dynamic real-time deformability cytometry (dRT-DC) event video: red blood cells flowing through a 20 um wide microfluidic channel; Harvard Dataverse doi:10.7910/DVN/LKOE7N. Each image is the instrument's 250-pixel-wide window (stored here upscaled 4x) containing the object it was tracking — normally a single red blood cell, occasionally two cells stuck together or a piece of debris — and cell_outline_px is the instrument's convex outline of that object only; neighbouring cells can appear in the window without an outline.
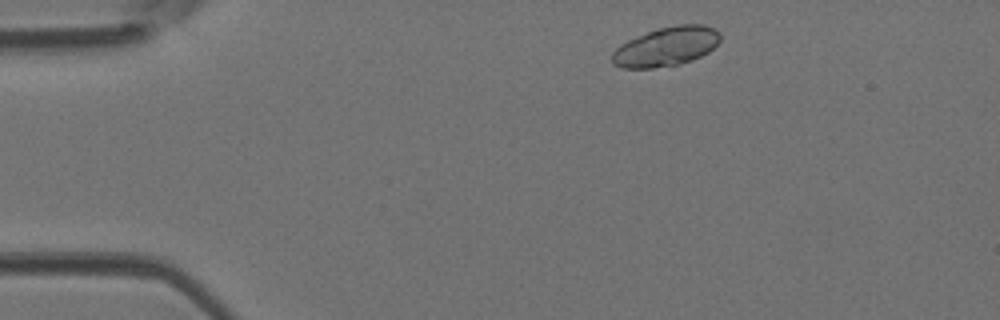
{"species": "Egyptian fruit bat (a non-hibernating species)", "species_latin": "Rousettus aegyptiacus", "temperature_condition": "room temperature", "stored_images_in_passage": 40, "camera_frame_rate_fps": 3000, "um_per_image_px": 0.085, "animal": {"sex": "female"}, "frame": {"image": 1, "passage_image": 2, "time_ms": 0.333, "image_size_px": [1000, 320], "cell_outline_px": [[720, 40], [708, 52], [692, 60], [676, 64], [652, 68], [624, 68], [612, 64], [612, 52], [620, 44], [628, 40], [648, 32], [660, 28], [676, 24], [700, 24], [712, 28], [720, 32]], "centroid_in_image_um": [56.61, 3.96], "position_along_channel_um": 28.4, "area_um2": 24.39}}
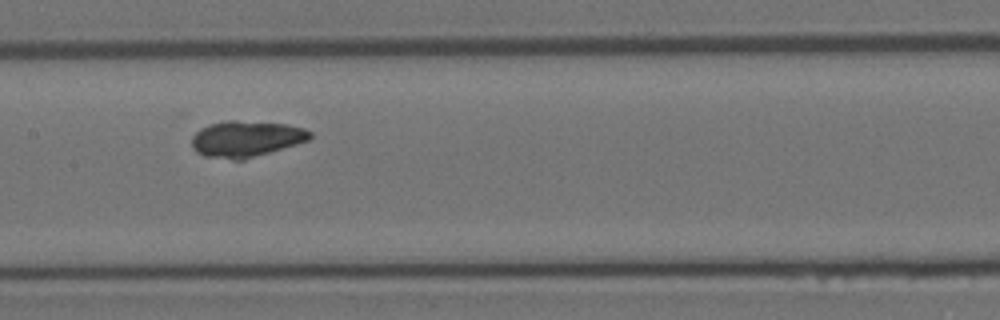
{"frame": {"image": 2, "passage_image": 17, "time_ms": 5.333, "image_size_px": [1000, 320], "cell_outline_px": [[312, 136], [308, 140], [296, 144], [244, 160], [232, 160], [204, 156], [196, 152], [192, 148], [192, 136], [200, 128], [208, 124], [228, 120], [236, 120], [288, 124], [304, 128], [312, 132]], "centroid_in_image_um": [20.89, 11.8], "position_along_channel_um": 186.5, "area_um2": 25.09}}
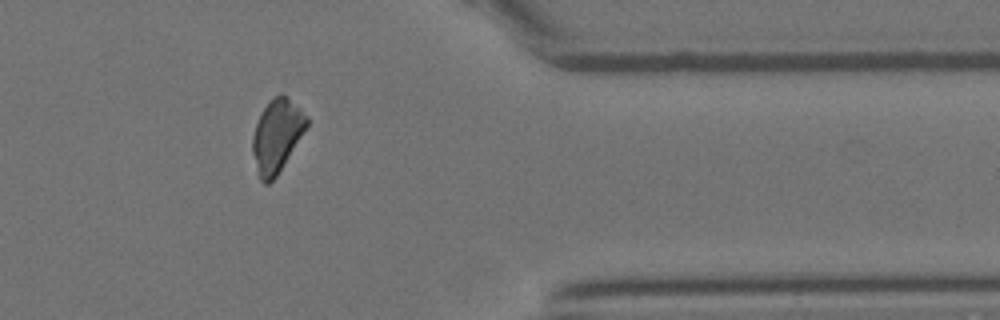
{"frame": {"image": 3, "passage_image": 32, "time_ms": 10.333, "image_size_px": [1000, 320], "cell_outline_px": [[308, 124], [276, 176], [268, 184], [264, 184], [260, 180], [252, 152], [252, 136], [256, 124], [268, 100], [280, 92], [288, 96], [308, 116]], "centroid_in_image_um": [23.52, 11.49], "position_along_channel_um": 387.9, "area_um2": 22.72}}